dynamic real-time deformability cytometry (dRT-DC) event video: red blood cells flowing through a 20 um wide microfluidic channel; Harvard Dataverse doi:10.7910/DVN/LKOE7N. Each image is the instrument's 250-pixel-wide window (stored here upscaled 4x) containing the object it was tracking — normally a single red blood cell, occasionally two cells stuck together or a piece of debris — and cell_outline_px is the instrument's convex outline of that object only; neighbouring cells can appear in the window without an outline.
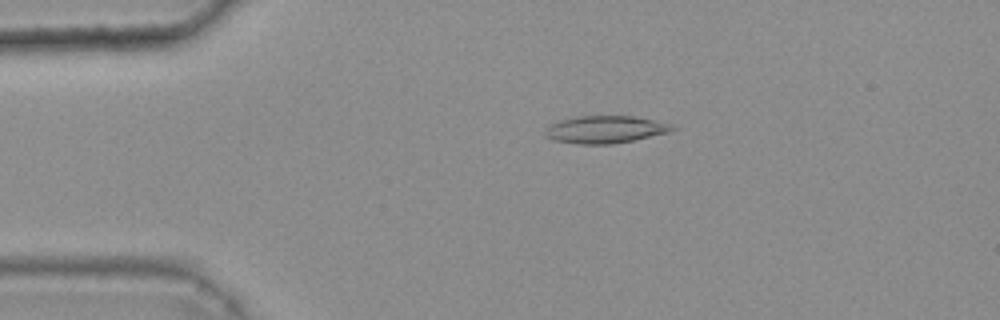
{"species": "common noctule bat (a hibernating species)", "species_latin": "Nyctalus noctula", "temperature_condition": "warm", "stored_images_in_passage": 39, "camera_frame_rate_fps": 3000, "um_per_image_px": 0.085, "animal": {"sex": "female", "body_mass_g": 25.1}, "frame": {"image": 1, "passage_image": 3, "time_ms": 0.667, "image_size_px": [1000, 320], "cell_outline_px": [[676, 128], [668, 132], [632, 140], [612, 144], [576, 144], [552, 140], [544, 136], [544, 128], [548, 124], [560, 120], [576, 116], [636, 116], [672, 124]], "centroid_in_image_um": [51.36, 11.0], "position_along_channel_um": 33.6, "area_um2": 20.46}}
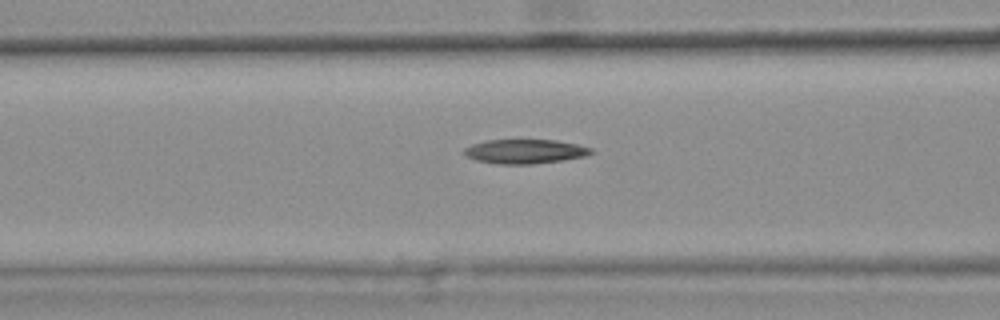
{"frame": {"image": 2, "passage_image": 13, "time_ms": 4.0, "image_size_px": [1000, 320], "cell_outline_px": [[596, 152], [588, 156], [564, 160], [532, 164], [496, 164], [476, 160], [468, 156], [464, 152], [464, 148], [472, 144], [488, 140], [556, 140], [576, 144], [592, 148]], "centroid_in_image_um": [44.68, 12.87], "position_along_channel_um": 121.9, "area_um2": 18.03}}
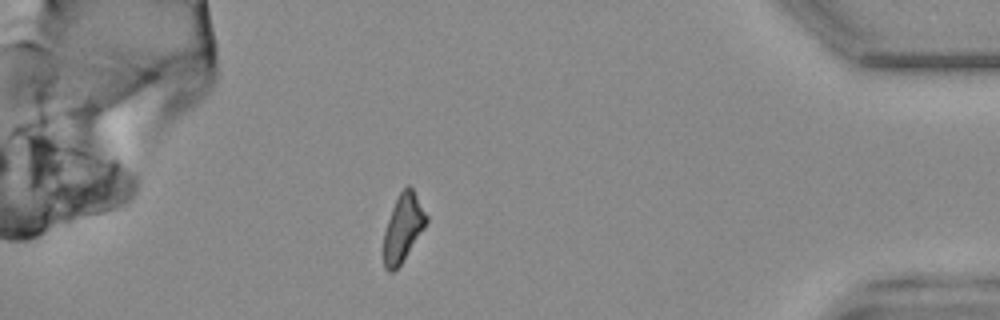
{"frame": {"image": 3, "passage_image": 38, "time_ms": 12.333, "image_size_px": [1000, 320], "cell_outline_px": [[428, 220], [424, 228], [400, 264], [392, 272], [388, 272], [384, 268], [384, 232], [392, 208], [400, 192], [408, 184], [412, 188], [428, 216]], "centroid_in_image_um": [34.26, 19.36], "position_along_channel_um": 400.9, "area_um2": 16.42}}